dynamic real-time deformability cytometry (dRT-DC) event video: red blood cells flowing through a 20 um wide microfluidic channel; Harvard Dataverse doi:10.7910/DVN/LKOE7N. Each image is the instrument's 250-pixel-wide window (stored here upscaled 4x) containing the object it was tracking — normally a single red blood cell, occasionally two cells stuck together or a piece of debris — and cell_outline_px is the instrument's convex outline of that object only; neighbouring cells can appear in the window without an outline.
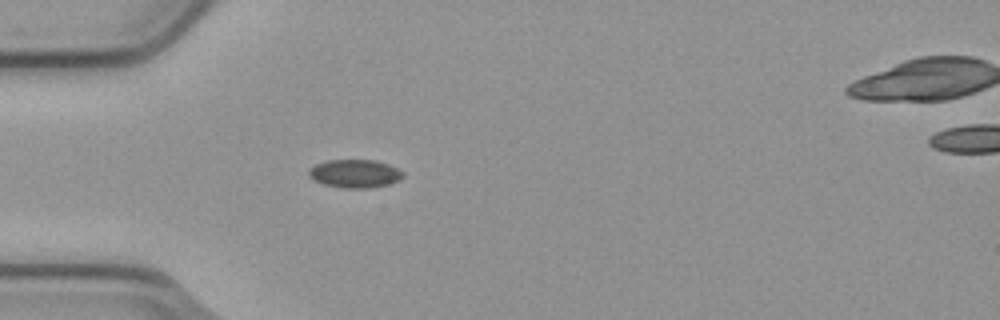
{"species": "common noctule bat (a hibernating species)", "species_latin": "Nyctalus noctula", "temperature_condition": "cold", "stored_images_in_passage": 4, "camera_frame_rate_fps": 3000, "um_per_image_px": 0.085, "animal": {"sex": "male", "body_mass_g": 23.1, "forearm_length_mm": 52.7}, "frame": {"image": 1, "passage_image": 3, "time_ms": 0.667, "image_size_px": [1000, 320], "cell_outline_px": [[404, 176], [400, 180], [388, 184], [368, 188], [344, 188], [324, 184], [308, 176], [308, 172], [316, 164], [328, 160], [376, 160], [388, 164], [404, 172]], "centroid_in_image_um": [30.2, 14.75], "position_along_channel_um": 54.8, "area_um2": 15.37}}